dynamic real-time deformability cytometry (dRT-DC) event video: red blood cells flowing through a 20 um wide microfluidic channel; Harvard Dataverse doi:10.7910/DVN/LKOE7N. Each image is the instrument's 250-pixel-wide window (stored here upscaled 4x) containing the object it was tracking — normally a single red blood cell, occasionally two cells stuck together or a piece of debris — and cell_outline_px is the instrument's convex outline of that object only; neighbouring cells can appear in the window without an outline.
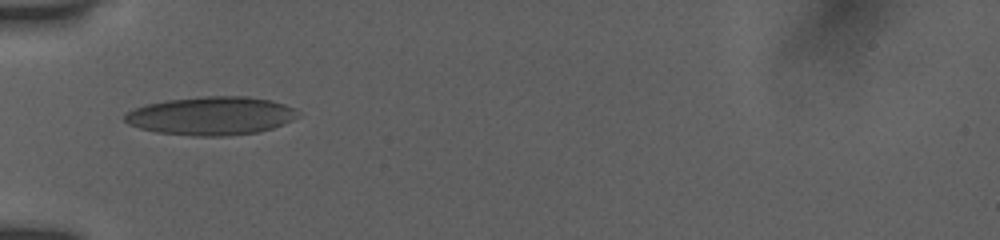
{"species": "human", "species_latin": "Homo sapiens", "temperature_condition": "room temperature", "stored_images_in_passage": 17, "camera_frame_rate_fps": 3000, "um_per_image_px": 0.085, "donor": {"sex": "female"}, "frame": {"image": 1, "passage_image": 1, "time_ms": 0.0, "image_size_px": [1000, 240], "cell_outline_px": [[300, 116], [292, 120], [272, 128], [256, 132], [224, 136], [196, 136], [156, 132], [140, 128], [128, 124], [124, 120], [124, 116], [128, 112], [136, 108], [148, 104], [168, 100], [204, 96], [244, 96], [272, 100], [284, 104], [292, 108]], "centroid_in_image_um": [17.95, 9.84], "position_along_channel_um": 67.1, "area_um2": 38.38}}
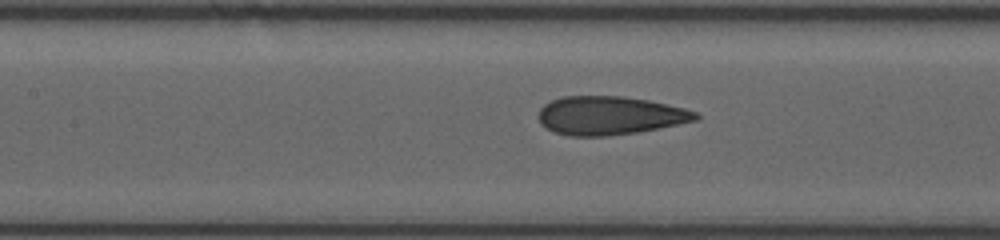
{"frame": {"image": 2, "passage_image": 11, "time_ms": 2.333, "image_size_px": [1000, 240], "cell_outline_px": [[700, 116], [696, 120], [636, 132], [604, 136], [568, 136], [556, 132], [540, 124], [540, 108], [544, 104], [552, 100], [564, 96], [624, 96], [648, 100], [684, 108], [696, 112]], "centroid_in_image_um": [51.81, 9.81], "position_along_channel_um": 155.6, "area_um2": 34.85}}
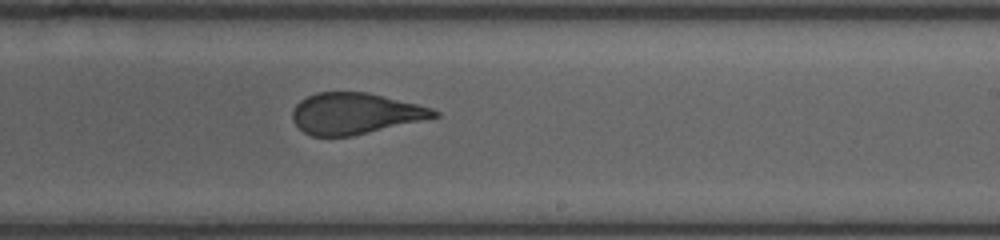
{"frame": {"image": 3, "passage_image": 17, "time_ms": 5.0, "image_size_px": [1000, 240], "cell_outline_px": [[440, 116], [352, 136], [312, 136], [304, 132], [292, 120], [292, 112], [296, 104], [300, 100], [316, 92], [368, 92], [432, 108], [440, 112]], "centroid_in_image_um": [30.17, 9.64], "position_along_channel_um": 258.8, "area_um2": 33.76}}